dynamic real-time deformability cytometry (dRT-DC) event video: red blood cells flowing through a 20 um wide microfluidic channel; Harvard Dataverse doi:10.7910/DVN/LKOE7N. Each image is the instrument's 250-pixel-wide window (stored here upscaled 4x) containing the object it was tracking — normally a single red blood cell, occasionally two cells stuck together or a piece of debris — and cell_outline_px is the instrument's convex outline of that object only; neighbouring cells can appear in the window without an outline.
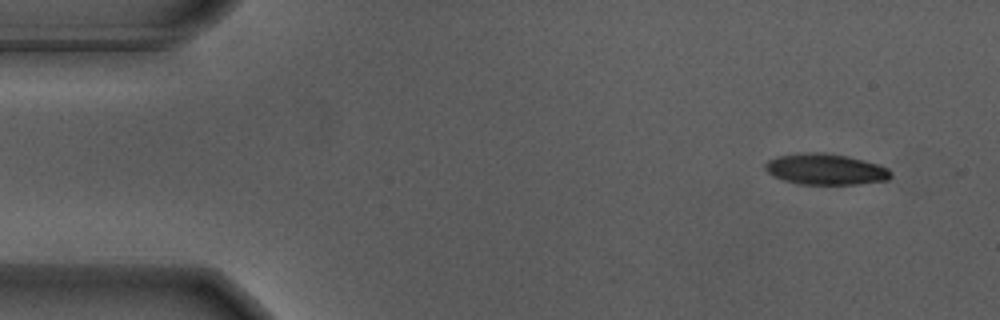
{"species": "Egyptian fruit bat (a non-hibernating species)", "species_latin": "Rousettus aegyptiacus", "temperature_condition": "warm", "stored_images_in_passage": 52, "camera_frame_rate_fps": 3000, "um_per_image_px": 0.085, "animal": {"sex": "male"}, "frame": {"image": 1, "passage_image": 1, "time_ms": 0.0, "image_size_px": [1000, 320], "cell_outline_px": [[892, 176], [888, 180], [856, 184], [800, 184], [784, 180], [772, 176], [764, 168], [764, 164], [768, 160], [780, 156], [804, 152], [824, 152], [848, 156], [864, 160], [888, 168], [892, 172]], "centroid_in_image_um": [70.17, 14.38], "position_along_channel_um": 14.8, "area_um2": 22.72}}
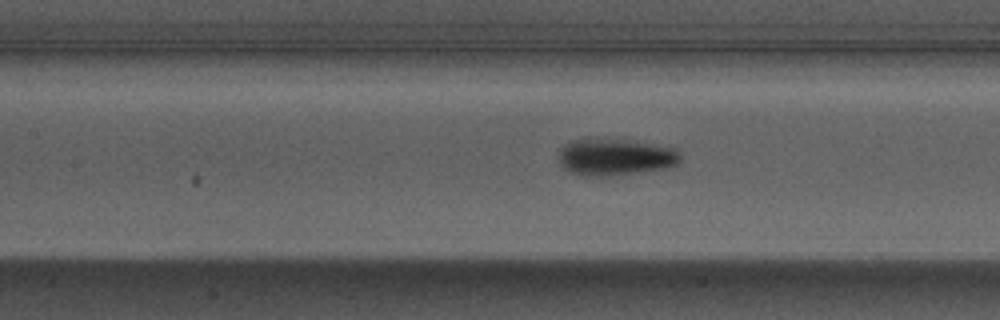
{"frame": {"image": 2, "passage_image": 21, "time_ms": 6.667, "image_size_px": [1000, 320], "cell_outline_px": [[680, 160], [676, 164], [660, 168], [600, 176], [580, 176], [568, 172], [560, 164], [560, 148], [564, 144], [572, 140], [624, 136], [668, 144], [676, 148], [680, 156]], "centroid_in_image_um": [52.32, 13.25], "position_along_channel_um": 155.1, "area_um2": 27.05}}
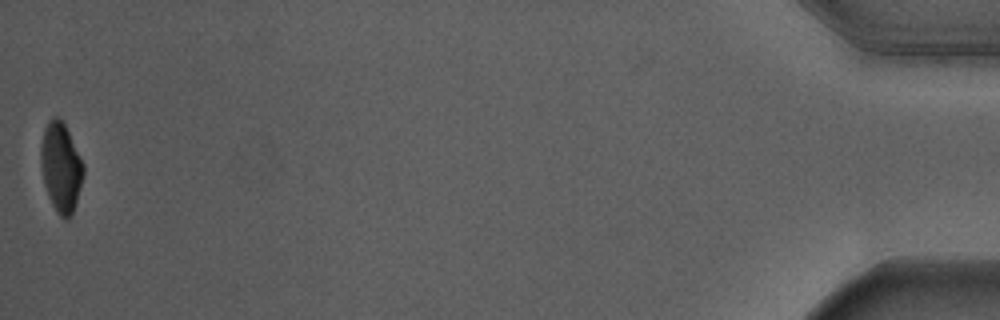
{"frame": {"image": 3, "passage_image": 52, "time_ms": 17.0, "image_size_px": [1000, 320], "cell_outline_px": [[84, 176], [72, 212], [68, 220], [64, 220], [56, 212], [48, 196], [44, 184], [40, 160], [40, 152], [44, 128], [48, 120], [56, 116], [64, 124], [84, 164]], "centroid_in_image_um": [5.17, 14.24], "position_along_channel_um": 430.0, "area_um2": 21.96}, "authors_computed_cell_mechanics": {"area_um2": 24.0448, "velocity_mm_per_s": 3.6862, "shape_relaxation_time_tau1_ms": 2.2495, "shape_relaxation_time_tau2_ms": null, "deformation_change_tau1": 0.1604, "deformation_change_tau2": null}}